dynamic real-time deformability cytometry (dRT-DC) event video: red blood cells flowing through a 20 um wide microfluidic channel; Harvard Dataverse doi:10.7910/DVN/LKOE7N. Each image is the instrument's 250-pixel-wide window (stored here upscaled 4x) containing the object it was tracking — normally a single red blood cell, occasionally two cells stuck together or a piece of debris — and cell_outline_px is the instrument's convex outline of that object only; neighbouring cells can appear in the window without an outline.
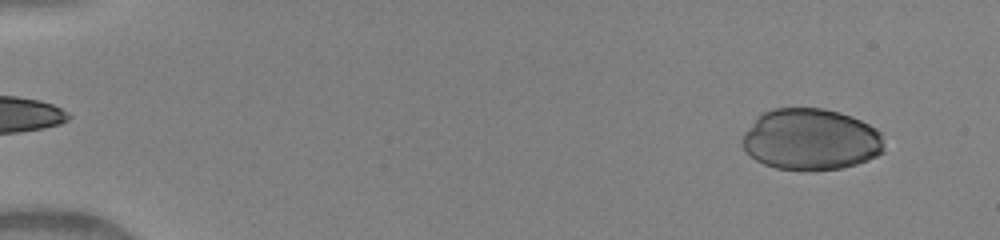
{"species": "human", "species_latin": "Homo sapiens", "temperature_condition": "warm", "stored_images_in_passage": 49, "camera_frame_rate_fps": 3000, "um_per_image_px": 0.085, "donor": {"sex": "female"}, "frame": {"image": 1, "passage_image": 4, "time_ms": 1.0, "image_size_px": [1000, 240], "cell_outline_px": [[884, 152], [868, 160], [856, 164], [840, 168], [808, 172], [776, 168], [764, 164], [756, 160], [740, 144], [740, 140], [744, 132], [764, 112], [772, 108], [824, 108], [840, 112], [852, 116], [876, 128], [880, 132]], "centroid_in_image_um": [68.92, 11.87], "position_along_channel_um": 16.1, "area_um2": 51.1}}
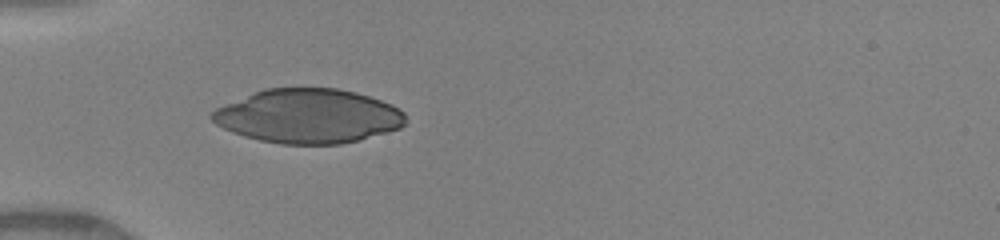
{"frame": {"image": 2, "passage_image": 16, "time_ms": 5.0, "image_size_px": [1000, 240], "cell_outline_px": [[404, 124], [400, 128], [360, 140], [340, 144], [280, 144], [260, 140], [244, 136], [232, 132], [216, 124], [208, 116], [216, 108], [224, 104], [264, 88], [336, 88], [356, 92], [392, 104], [404, 112]], "centroid_in_image_um": [26.18, 9.87], "position_along_channel_um": 58.8, "area_um2": 61.15}}
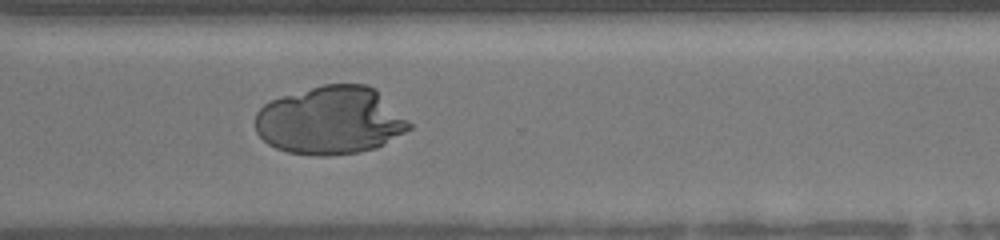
{"frame": {"image": 3, "passage_image": 37, "time_ms": 12.0, "image_size_px": [1000, 240], "cell_outline_px": [[412, 128], [384, 144], [376, 148], [356, 152], [324, 156], [288, 152], [276, 148], [268, 144], [256, 132], [256, 112], [264, 104], [280, 96], [324, 84], [364, 84], [376, 88], [412, 124]], "centroid_in_image_um": [28.09, 10.23], "position_along_channel_um": 342.5, "area_um2": 60.98}}